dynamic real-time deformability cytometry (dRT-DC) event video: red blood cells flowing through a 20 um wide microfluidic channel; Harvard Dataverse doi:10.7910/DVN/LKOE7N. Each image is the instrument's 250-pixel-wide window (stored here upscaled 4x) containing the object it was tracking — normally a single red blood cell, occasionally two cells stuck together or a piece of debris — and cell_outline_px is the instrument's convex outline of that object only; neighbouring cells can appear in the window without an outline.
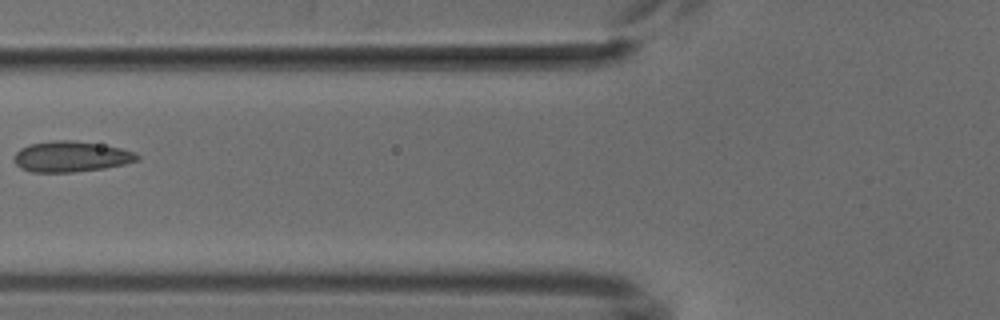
{"species": "common noctule bat (a hibernating species)", "species_latin": "Nyctalus noctula", "temperature_condition": "cold", "stored_images_in_passage": 5, "camera_frame_rate_fps": 3000, "um_per_image_px": 0.085, "animal": {"sex": "male", "body_mass_g": 18.8}, "frame": {"image": 1, "passage_image": 5, "time_ms": 4.667, "image_size_px": [1000, 320], "cell_outline_px": [[140, 160], [124, 164], [104, 168], [72, 172], [32, 172], [20, 168], [16, 164], [12, 156], [20, 148], [28, 144], [52, 140], [72, 140], [120, 148], [136, 152], [140, 156]], "centroid_in_image_um": [6.01, 13.31], "position_along_channel_um": 119.8, "area_um2": 22.08}}